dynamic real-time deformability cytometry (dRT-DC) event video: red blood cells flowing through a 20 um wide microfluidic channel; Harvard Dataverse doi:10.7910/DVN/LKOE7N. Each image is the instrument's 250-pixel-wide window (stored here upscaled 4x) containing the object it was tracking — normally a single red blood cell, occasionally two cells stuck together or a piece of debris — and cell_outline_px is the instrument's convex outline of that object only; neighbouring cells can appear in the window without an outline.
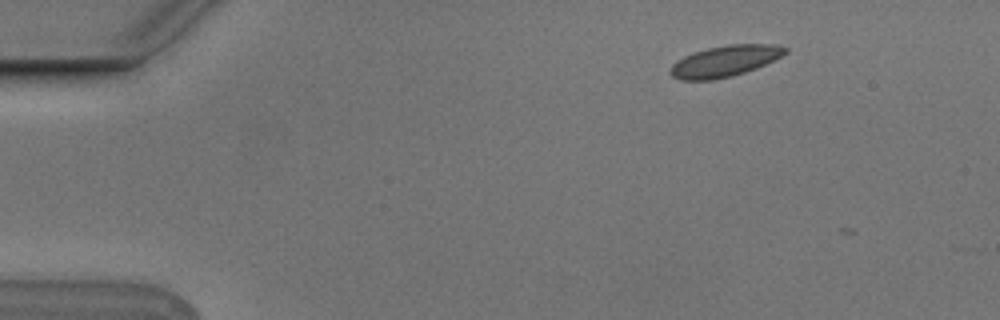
{"species": "Egyptian fruit bat (a non-hibernating species)", "species_latin": "Rousettus aegyptiacus", "temperature_condition": "cold", "stored_images_in_passage": 4, "camera_frame_rate_fps": 3000, "um_per_image_px": 0.085, "animal": {"sex": "male"}, "frame": {"image": 1, "passage_image": 3, "time_ms": 0.667, "image_size_px": [1000, 320], "cell_outline_px": [[788, 52], [756, 68], [732, 76], [712, 80], [680, 80], [672, 76], [668, 72], [668, 68], [676, 60], [692, 52], [708, 48], [728, 44], [780, 44], [788, 48]], "centroid_in_image_um": [61.57, 5.19], "position_along_channel_um": 23.4, "area_um2": 20.98}}